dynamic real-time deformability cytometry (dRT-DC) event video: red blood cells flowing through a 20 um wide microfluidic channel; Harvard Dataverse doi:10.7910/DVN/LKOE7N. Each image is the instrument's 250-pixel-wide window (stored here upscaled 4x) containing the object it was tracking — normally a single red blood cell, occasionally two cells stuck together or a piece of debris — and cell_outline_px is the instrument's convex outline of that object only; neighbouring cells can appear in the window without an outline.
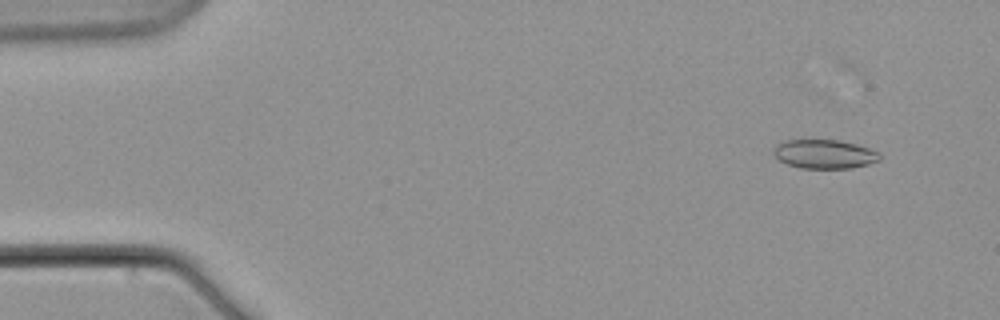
{"species": "common noctule bat (a hibernating species)", "species_latin": "Nyctalus noctula", "temperature_condition": "warm", "stored_images_in_passage": 7, "camera_frame_rate_fps": 3000, "um_per_image_px": 0.085, "animal": {"sex": "male", "body_mass_g": 21.5, "forearm_length_mm": 52.0}, "frame": {"image": 1, "passage_image": 2, "time_ms": 1.333, "image_size_px": [1000, 320], "cell_outline_px": [[880, 160], [868, 164], [852, 168], [800, 168], [788, 164], [772, 156], [772, 148], [776, 144], [784, 140], [840, 140], [856, 144], [880, 152]], "centroid_in_image_um": [70.04, 13.09], "position_along_channel_um": 15.0, "area_um2": 18.09}}
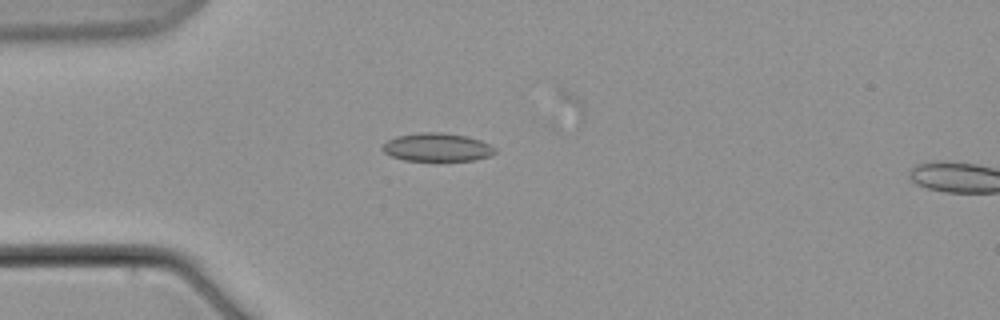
{"frame": {"image": 2, "passage_image": 6, "time_ms": 6.0, "image_size_px": [1000, 320], "cell_outline_px": [[496, 152], [492, 156], [476, 160], [404, 160], [392, 156], [384, 152], [384, 144], [388, 140], [396, 136], [424, 132], [440, 132], [468, 136], [480, 140], [496, 148]], "centroid_in_image_um": [37.21, 12.51], "position_along_channel_um": 47.8, "area_um2": 18.38}}